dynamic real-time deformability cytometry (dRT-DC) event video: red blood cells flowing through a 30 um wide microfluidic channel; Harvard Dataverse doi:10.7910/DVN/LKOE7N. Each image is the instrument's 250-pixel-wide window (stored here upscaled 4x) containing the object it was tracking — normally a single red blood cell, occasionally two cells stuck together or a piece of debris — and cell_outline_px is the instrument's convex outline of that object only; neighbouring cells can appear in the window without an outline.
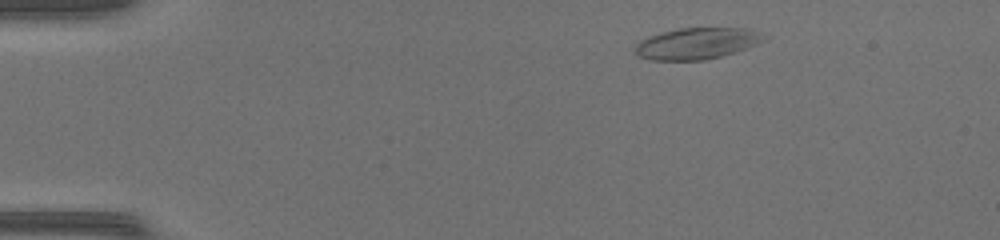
{"species": "common noctule bat (a hibernating species)", "species_latin": "Nyctalus noctula", "temperature_condition": "warm", "stored_images_in_passage": 42, "camera_frame_rate_fps": 3000, "um_per_image_px": 0.085, "animal": {"sex": "female", "body_mass_g": 17.0, "forearm_length_mm": 48.0}, "frame": {"image": 1, "passage_image": 1, "time_ms": 0.0, "image_size_px": [1000, 240], "cell_outline_px": [[772, 36], [768, 40], [748, 48], [720, 56], [704, 60], [648, 60], [640, 56], [636, 52], [636, 44], [640, 40], [648, 36], [680, 28], [748, 28]], "centroid_in_image_um": [59.33, 3.68], "position_along_channel_um": 25.7, "area_um2": 23.76}}
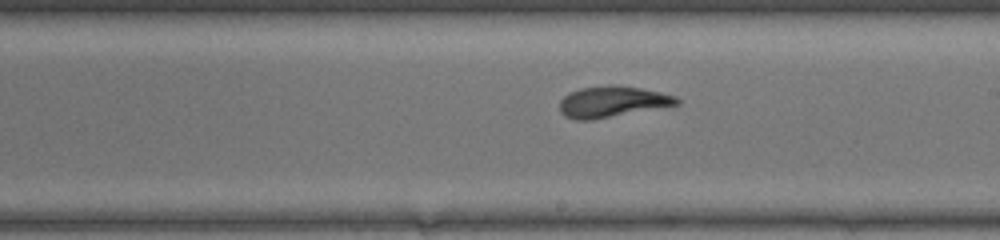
{"frame": {"image": 2, "passage_image": 22, "time_ms": 7.0, "image_size_px": [1000, 240], "cell_outline_px": [[680, 104], [592, 120], [576, 120], [564, 116], [560, 112], [560, 100], [568, 92], [580, 88], [640, 88], [660, 92], [676, 96], [680, 100]], "centroid_in_image_um": [52.02, 8.7], "position_along_channel_um": 237.0, "area_um2": 20.4}}
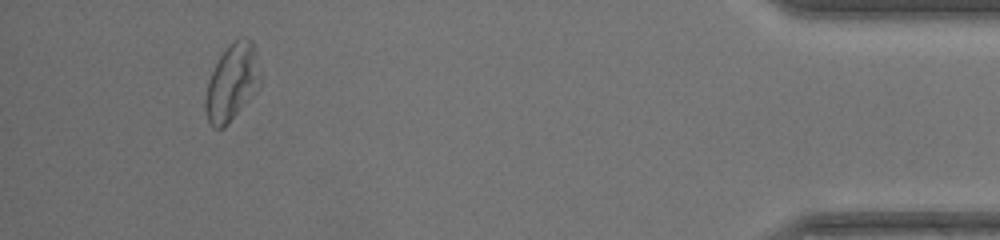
{"frame": {"image": 3, "passage_image": 39, "time_ms": 12.667, "image_size_px": [1000, 240], "cell_outline_px": [[260, 84], [248, 100], [228, 124], [224, 128], [212, 128], [208, 120], [204, 108], [204, 100], [208, 80], [220, 56], [228, 44], [240, 36], [248, 36], [252, 40], [256, 48], [260, 80]], "centroid_in_image_um": [19.71, 6.97], "position_along_channel_um": 415.5, "area_um2": 24.62}}